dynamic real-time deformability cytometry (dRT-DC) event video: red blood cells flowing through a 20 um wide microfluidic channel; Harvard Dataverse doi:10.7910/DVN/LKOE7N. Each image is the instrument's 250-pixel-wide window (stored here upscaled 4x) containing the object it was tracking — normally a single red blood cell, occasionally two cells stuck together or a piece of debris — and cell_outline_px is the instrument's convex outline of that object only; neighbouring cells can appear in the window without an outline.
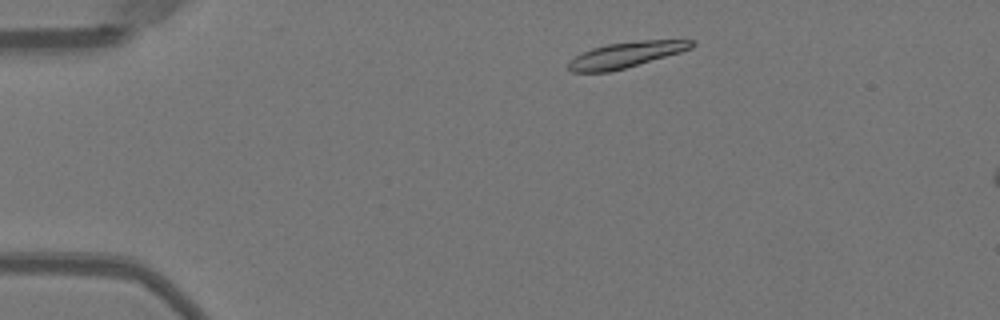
{"species": "Egyptian fruit bat (a non-hibernating species)", "species_latin": "Rousettus aegyptiacus", "temperature_condition": "warm", "stored_images_in_passage": 40, "camera_frame_rate_fps": 3000, "um_per_image_px": 0.085, "animal": {"sex": "female"}, "frame": {"image": 1, "passage_image": 4, "time_ms": 1.0, "image_size_px": [1000, 320], "cell_outline_px": [[696, 44], [692, 48], [680, 52], [624, 68], [608, 72], [572, 72], [568, 68], [568, 64], [576, 56], [592, 48], [608, 44], [640, 40], [696, 40]], "centroid_in_image_um": [53.23, 4.65], "position_along_channel_um": 31.8, "area_um2": 18.09}}
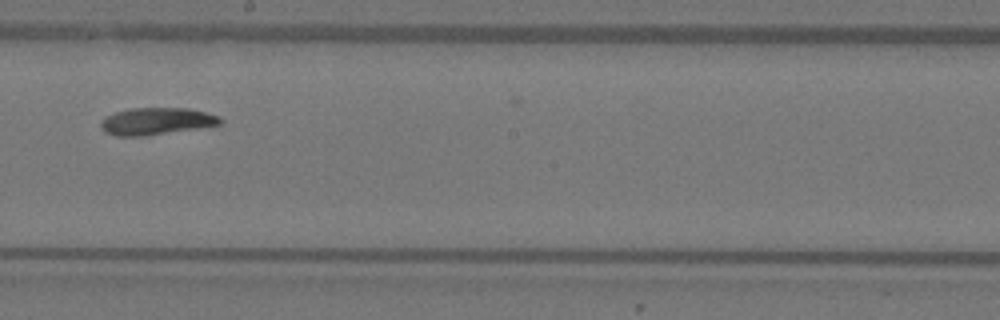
{"frame": {"image": 2, "passage_image": 24, "time_ms": 7.667, "image_size_px": [1000, 320], "cell_outline_px": [[224, 120], [220, 124], [144, 136], [116, 136], [104, 132], [100, 128], [100, 120], [104, 116], [116, 112], [132, 108], [188, 108], [220, 116]], "centroid_in_image_um": [13.23, 10.3], "position_along_channel_um": 235.0, "area_um2": 18.79}}
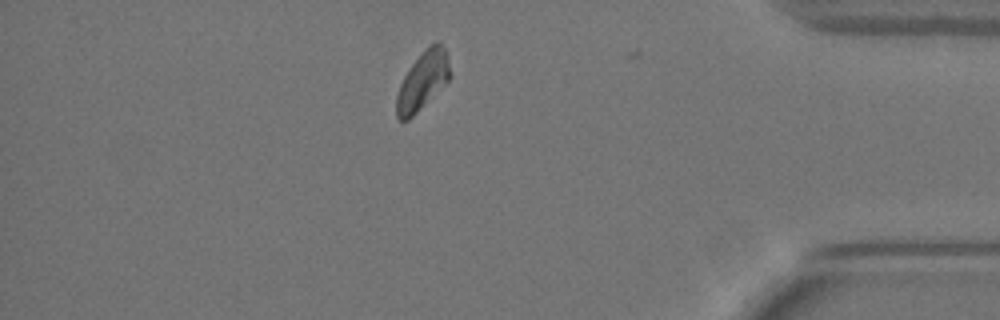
{"frame": {"image": 3, "passage_image": 39, "time_ms": 12.667, "image_size_px": [1000, 320], "cell_outline_px": [[448, 80], [408, 120], [400, 120], [396, 116], [396, 96], [400, 84], [408, 68], [428, 44], [436, 40], [440, 40], [444, 48], [448, 64]], "centroid_in_image_um": [35.88, 6.82], "position_along_channel_um": 399.3, "area_um2": 17.69}, "authors_computed_cell_mechanics": {"area_um2": 18.785, "velocity_mm_per_s": 3.9384, "shape_relaxation_time_tau1_ms": 3.0927, "shape_relaxation_time_tau2_ms": 9.6915, "deformation_change_tau1": 0.1207, "deformation_change_tau2": 0.1273}}